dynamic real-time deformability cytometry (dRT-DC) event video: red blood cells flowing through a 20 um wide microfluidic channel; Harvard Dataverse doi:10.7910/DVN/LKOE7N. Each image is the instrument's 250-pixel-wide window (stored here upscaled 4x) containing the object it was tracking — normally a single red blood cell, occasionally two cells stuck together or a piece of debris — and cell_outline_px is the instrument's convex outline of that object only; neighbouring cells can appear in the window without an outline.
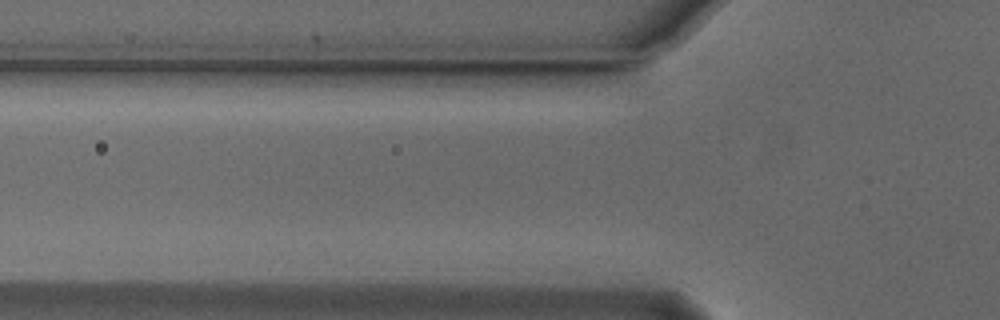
{"species": "Egyptian fruit bat (a non-hibernating species)", "species_latin": "Rousettus aegyptiacus", "temperature_condition": "cold", "stored_images_in_passage": 5, "camera_frame_rate_fps": 3000, "um_per_image_px": 0.085, "animal": {"sex": "male"}, "frame": {"image": 1, "passage_image": 2, "time_ms": 0.333, "image_size_px": [1000, 320], "cell_outline_px": [[644, 284], [476, 280], [452, 276], [456, 268], [620, 272], [644, 280]], "centroid_in_image_um": [46.46, 23.46], "position_along_channel_um": 79.3, "area_um2": 14.85}}